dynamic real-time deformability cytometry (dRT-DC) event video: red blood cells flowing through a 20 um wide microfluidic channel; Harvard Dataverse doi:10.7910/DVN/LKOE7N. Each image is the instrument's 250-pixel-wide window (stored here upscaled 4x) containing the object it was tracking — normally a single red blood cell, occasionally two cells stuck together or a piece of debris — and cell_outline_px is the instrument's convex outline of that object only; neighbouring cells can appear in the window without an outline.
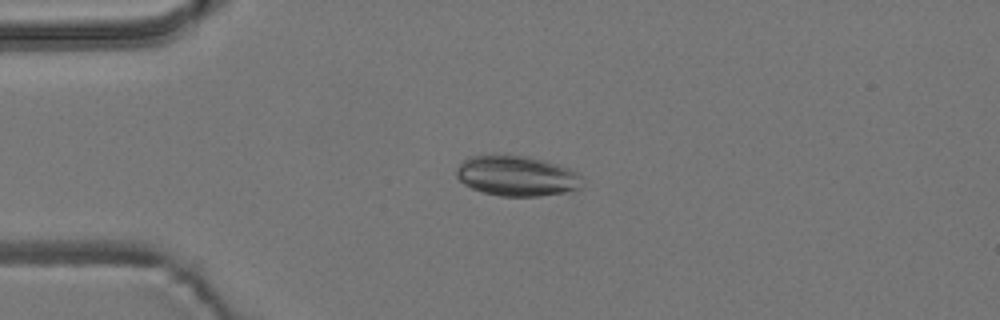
{"species": "common noctule bat (a hibernating species)", "species_latin": "Nyctalus noctula", "temperature_condition": "room temperature", "stored_images_in_passage": 2, "camera_frame_rate_fps": 3000, "um_per_image_px": 0.085, "animal": {"sex": "male", "body_mass_g": 19.2, "forearm_length_mm": 51.8}, "frame": {"image": 1, "passage_image": 1, "time_ms": 0.0, "image_size_px": [1000, 320], "cell_outline_px": [[580, 188], [564, 192], [540, 196], [500, 196], [484, 192], [472, 188], [464, 184], [456, 176], [456, 168], [468, 156], [524, 156], [544, 160], [568, 168], [576, 172], [580, 176]], "centroid_in_image_um": [43.89, 14.96], "position_along_channel_um": 41.1, "area_um2": 29.02}}